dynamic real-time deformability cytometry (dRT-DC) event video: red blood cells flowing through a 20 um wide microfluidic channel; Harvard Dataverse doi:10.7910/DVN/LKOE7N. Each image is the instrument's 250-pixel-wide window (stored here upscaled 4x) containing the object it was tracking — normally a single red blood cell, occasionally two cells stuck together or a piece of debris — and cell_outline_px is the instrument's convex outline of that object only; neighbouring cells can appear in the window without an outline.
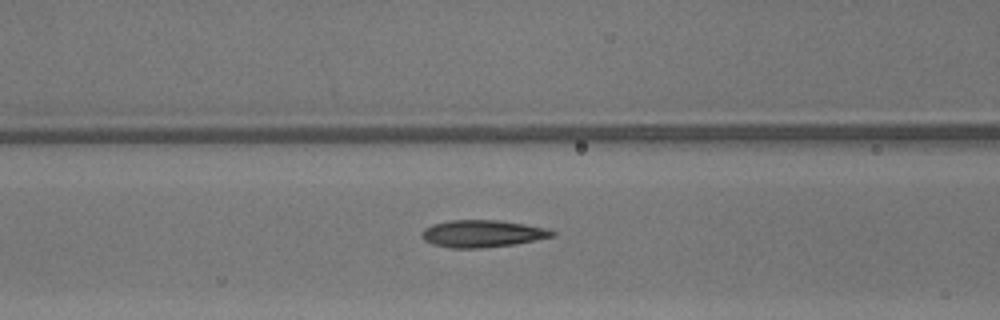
{"species": "common noctule bat (a hibernating species)", "species_latin": "Nyctalus noctula", "temperature_condition": "warm", "stored_images_in_passage": 44, "camera_frame_rate_fps": 3000, "um_per_image_px": 0.085, "animal": {"sex": "male", "body_mass_g": 13.3}, "frame": {"image": 1, "passage_image": 16, "time_ms": 5.0, "image_size_px": [1000, 320], "cell_outline_px": [[556, 232], [552, 236], [536, 240], [512, 244], [480, 248], [452, 248], [432, 244], [424, 240], [424, 228], [432, 224], [448, 220], [496, 220], [524, 224], [544, 228]], "centroid_in_image_um": [40.97, 19.85], "position_along_channel_um": 125.6, "area_um2": 20.29}}
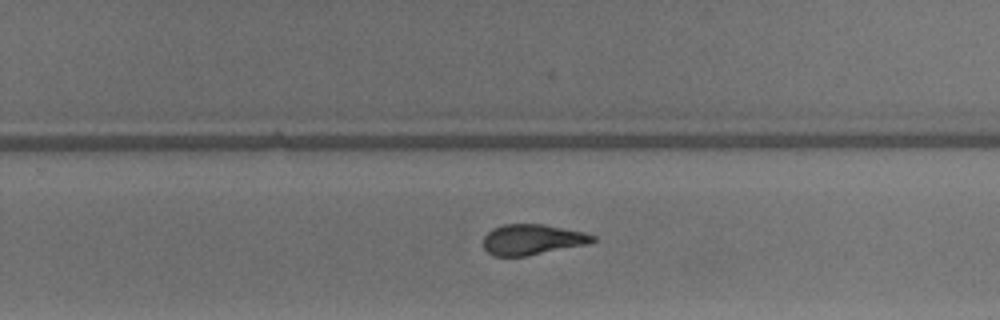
{"frame": {"image": 2, "passage_image": 27, "time_ms": 8.667, "image_size_px": [1000, 320], "cell_outline_px": [[596, 240], [588, 244], [528, 256], [496, 256], [488, 252], [484, 248], [484, 236], [492, 228], [504, 224], [544, 224], [584, 232], [596, 236]], "centroid_in_image_um": [45.26, 20.36], "position_along_channel_um": 284.5, "area_um2": 19.54}}
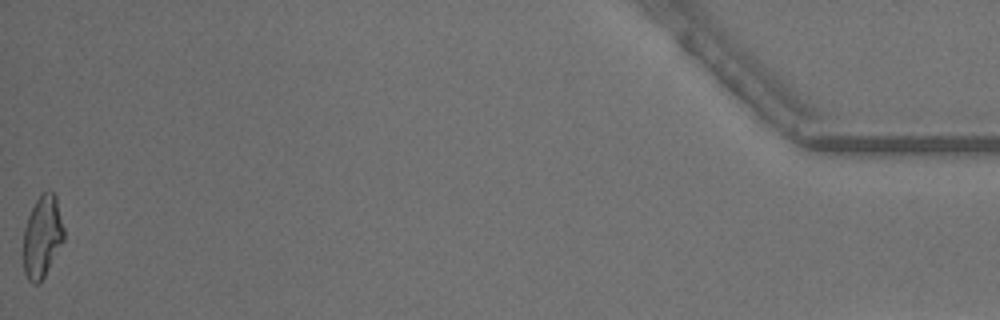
{"frame": {"image": 3, "passage_image": 44, "time_ms": 14.333, "image_size_px": [1000, 320], "cell_outline_px": [[64, 240], [40, 284], [32, 284], [28, 280], [24, 272], [24, 228], [28, 216], [40, 192], [48, 188], [56, 196], [64, 228]], "centroid_in_image_um": [3.6, 20.09], "position_along_channel_um": 431.6, "area_um2": 19.54}, "authors_computed_cell_mechanics": {"area_um2": 19.9121, "velocity_mm_per_s": 4.3441, "shape_relaxation_time_tau1_ms": 4.7672, "shape_relaxation_time_tau2_ms": 1.4161, "deformation_change_tau1": 0.198, "deformation_change_tau2": 0.1049}}